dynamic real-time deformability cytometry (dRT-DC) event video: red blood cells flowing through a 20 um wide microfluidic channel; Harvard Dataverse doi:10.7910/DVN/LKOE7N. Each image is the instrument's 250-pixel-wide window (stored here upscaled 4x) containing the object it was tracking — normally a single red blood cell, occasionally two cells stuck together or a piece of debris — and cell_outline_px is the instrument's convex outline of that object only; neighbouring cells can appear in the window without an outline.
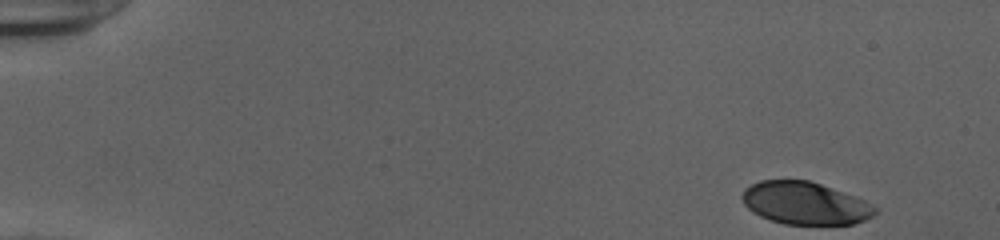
{"species": "human", "species_latin": "Homo sapiens", "temperature_condition": "cold", "stored_images_in_passage": 43, "camera_frame_rate_fps": 3000, "um_per_image_px": 0.085, "donor": {"sex": "female"}, "frame": {"image": 1, "passage_image": 1, "time_ms": 0.0, "image_size_px": [1000, 240], "cell_outline_px": [[880, 208], [872, 216], [864, 220], [852, 224], [784, 224], [760, 216], [752, 212], [744, 204], [740, 196], [744, 188], [760, 180], [808, 180], [820, 184], [864, 200]], "centroid_in_image_um": [68.4, 17.27], "position_along_channel_um": 16.6, "area_um2": 32.83}}
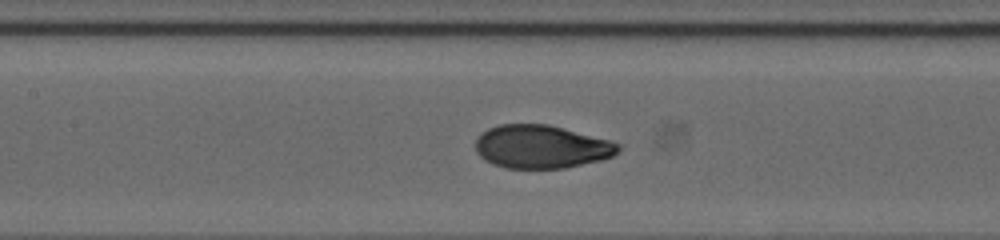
{"frame": {"image": 2, "passage_image": 23, "time_ms": 7.333, "image_size_px": [1000, 240], "cell_outline_px": [[620, 152], [612, 156], [600, 160], [564, 168], [504, 168], [492, 164], [484, 160], [476, 152], [476, 140], [488, 128], [500, 124], [548, 124], [608, 140], [620, 144]], "centroid_in_image_um": [46.0, 12.48], "position_along_channel_um": 161.4, "area_um2": 35.78}}
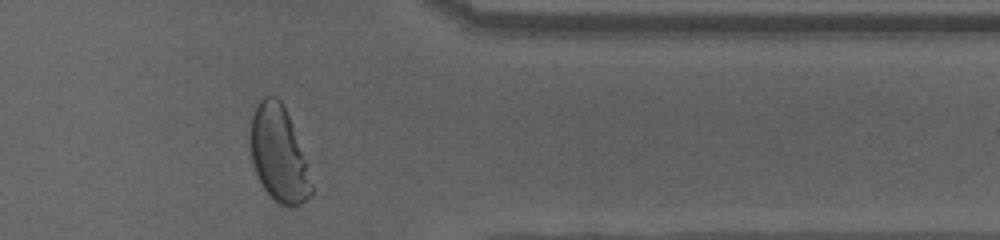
{"frame": {"image": 3, "passage_image": 41, "time_ms": 13.333, "image_size_px": [1000, 240], "cell_outline_px": [[312, 192], [300, 204], [280, 204], [264, 188], [252, 164], [248, 136], [252, 116], [260, 100], [264, 96], [276, 96], [280, 100], [288, 116], [304, 160], [312, 184]], "centroid_in_image_um": [23.62, 13.05], "position_along_channel_um": 387.8, "area_um2": 32.89}, "authors_computed_cell_mechanics": {"area_um2": 35.8938, "velocity_mm_per_s": 3.912, "shape_relaxation_time_tau1_ms": 4.2871, "shape_relaxation_time_tau2_ms": null, "deformation_change_tau1": 0.202, "deformation_change_tau2": null}}